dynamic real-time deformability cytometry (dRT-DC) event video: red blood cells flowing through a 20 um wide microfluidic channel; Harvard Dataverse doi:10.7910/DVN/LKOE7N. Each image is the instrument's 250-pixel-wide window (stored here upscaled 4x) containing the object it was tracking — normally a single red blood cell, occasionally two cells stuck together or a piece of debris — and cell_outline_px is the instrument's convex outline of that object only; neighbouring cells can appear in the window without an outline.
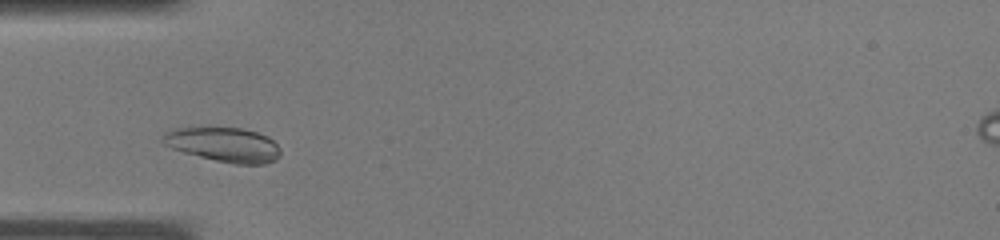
{"species": "common noctule bat (a hibernating species)", "species_latin": "Nyctalus noctula", "temperature_condition": "warm", "stored_images_in_passage": 22, "camera_frame_rate_fps": 3000, "um_per_image_px": 0.085, "animal": {"sex": "male", "body_mass_g": 19.0, "forearm_length_mm": 50.8}, "frame": {"image": 1, "passage_image": 3, "time_ms": 0.667, "image_size_px": [1000, 240], "cell_outline_px": [[280, 156], [276, 160], [264, 164], [236, 164], [216, 160], [184, 152], [172, 148], [164, 144], [160, 140], [164, 132], [172, 128], [240, 128], [256, 132], [268, 136], [280, 148]], "centroid_in_image_um": [19.02, 12.29], "position_along_channel_um": 66.0, "area_um2": 23.52}}
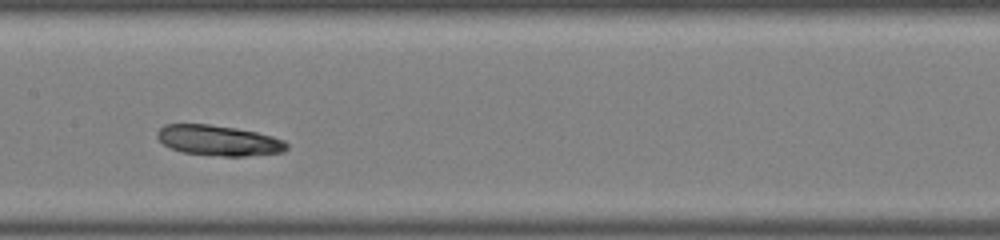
{"frame": {"image": 2, "passage_image": 10, "time_ms": 3.0, "image_size_px": [1000, 240], "cell_outline_px": [[288, 148], [284, 152], [248, 156], [224, 156], [180, 152], [164, 144], [156, 136], [156, 132], [164, 124], [208, 124], [236, 128], [256, 132], [272, 136], [284, 140], [288, 144]], "centroid_in_image_um": [18.59, 11.94], "position_along_channel_um": 188.8, "area_um2": 22.95}}
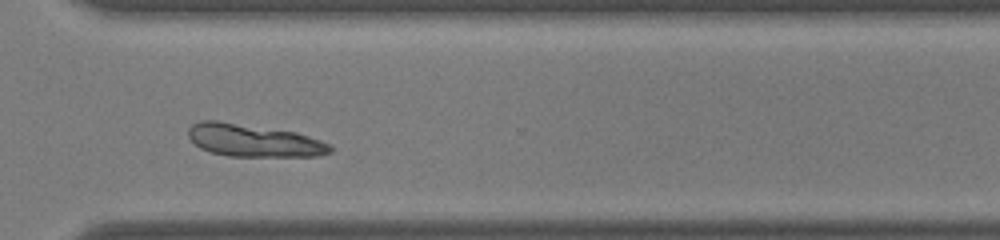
{"frame": {"image": 3, "passage_image": 19, "time_ms": 6.0, "image_size_px": [1000, 240], "cell_outline_px": [[332, 152], [316, 156], [228, 156], [212, 152], [200, 148], [188, 136], [188, 128], [192, 124], [200, 120], [216, 120], [296, 132], [332, 144]], "centroid_in_image_um": [21.56, 11.94], "position_along_channel_um": 349.0, "area_um2": 26.82}}